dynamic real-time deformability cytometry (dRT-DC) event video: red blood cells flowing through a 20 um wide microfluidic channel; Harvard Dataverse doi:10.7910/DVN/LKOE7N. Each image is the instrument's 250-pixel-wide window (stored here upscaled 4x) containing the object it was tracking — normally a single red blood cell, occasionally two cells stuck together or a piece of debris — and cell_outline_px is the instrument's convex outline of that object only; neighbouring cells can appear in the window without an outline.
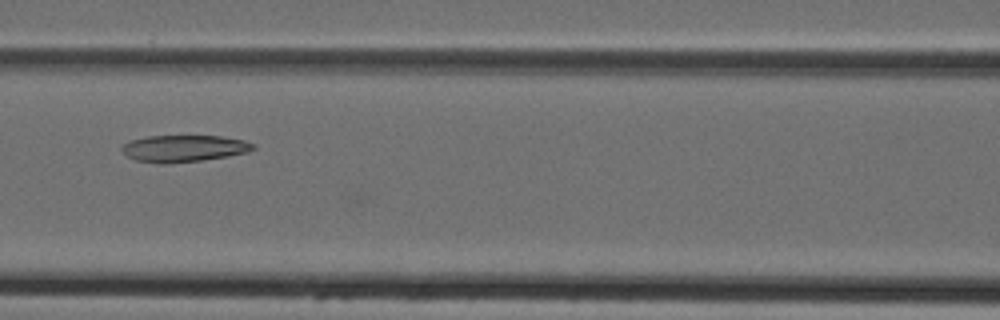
{"species": "Egyptian fruit bat (a non-hibernating species)", "species_latin": "Rousettus aegyptiacus", "temperature_condition": "cold", "stored_images_in_passage": 4, "camera_frame_rate_fps": 3000, "um_per_image_px": 0.085, "animal": {"sex": "female"}, "frame": {"image": 1, "passage_image": 4, "time_ms": 3.333, "image_size_px": [1000, 320], "cell_outline_px": [[256, 148], [248, 152], [228, 156], [200, 160], [164, 164], [160, 164], [136, 160], [128, 156], [120, 148], [124, 144], [132, 140], [148, 136], [220, 136], [244, 140], [256, 144]], "centroid_in_image_um": [15.66, 12.61], "position_along_channel_um": 150.9, "area_um2": 20.4}}